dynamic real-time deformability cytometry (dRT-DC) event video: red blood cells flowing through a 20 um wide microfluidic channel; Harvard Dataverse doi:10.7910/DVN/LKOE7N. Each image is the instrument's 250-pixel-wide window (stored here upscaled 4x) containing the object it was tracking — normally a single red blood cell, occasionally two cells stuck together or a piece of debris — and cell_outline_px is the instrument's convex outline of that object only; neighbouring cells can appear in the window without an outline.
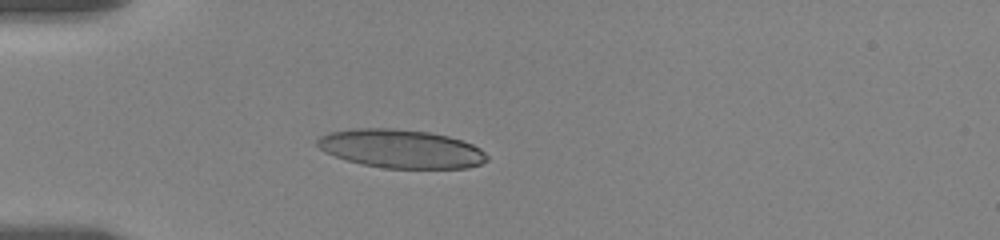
{"species": "human", "species_latin": "Homo sapiens", "temperature_condition": "room temperature", "stored_images_in_passage": 9, "camera_frame_rate_fps": 3000, "um_per_image_px": 0.085, "donor": {"sex": "female"}, "frame": {"image": 1, "passage_image": 7, "time_ms": 5.333, "image_size_px": [1000, 240], "cell_outline_px": [[488, 160], [480, 164], [468, 168], [384, 168], [360, 164], [324, 152], [316, 144], [316, 140], [320, 136], [328, 132], [352, 128], [392, 128], [428, 132], [448, 136], [472, 144], [480, 148], [488, 156]], "centroid_in_image_um": [34.06, 12.64], "position_along_channel_um": 50.9, "area_um2": 38.21}}
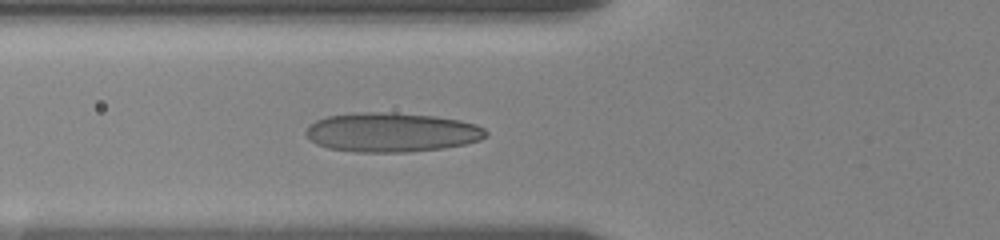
{"frame": {"image": 2, "passage_image": 9, "time_ms": 7.0, "image_size_px": [1000, 240], "cell_outline_px": [[488, 136], [480, 140], [464, 144], [444, 148], [404, 152], [356, 152], [328, 148], [316, 144], [304, 132], [316, 120], [328, 116], [352, 112], [388, 112], [436, 116], [460, 120], [476, 124], [484, 128], [488, 132]], "centroid_in_image_um": [33.31, 11.24], "position_along_channel_um": 92.5, "area_um2": 41.33}}